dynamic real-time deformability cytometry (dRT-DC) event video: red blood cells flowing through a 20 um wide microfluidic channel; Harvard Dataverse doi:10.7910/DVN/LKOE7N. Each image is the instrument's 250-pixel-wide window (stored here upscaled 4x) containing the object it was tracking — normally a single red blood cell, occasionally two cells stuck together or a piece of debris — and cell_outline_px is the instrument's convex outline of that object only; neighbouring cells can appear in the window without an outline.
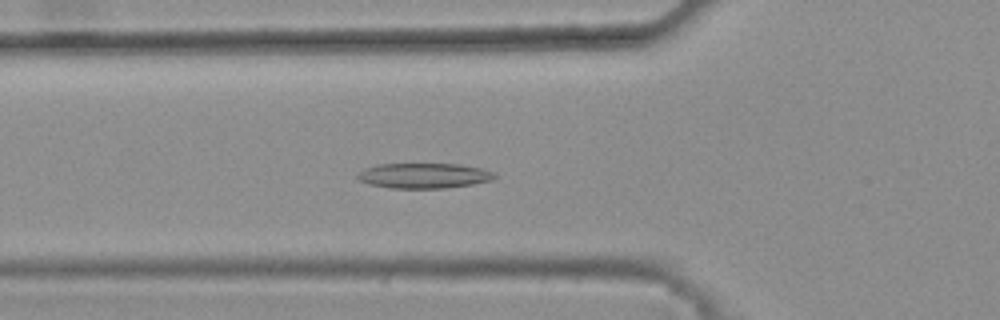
{"species": "common noctule bat (a hibernating species)", "species_latin": "Nyctalus noctula", "temperature_condition": "warm", "stored_images_in_passage": 45, "camera_frame_rate_fps": 3000, "um_per_image_px": 0.085, "animal": {"sex": "female", "body_mass_g": 25.1}, "frame": {"image": 1, "passage_image": 19, "time_ms": 6.0, "image_size_px": [1000, 320], "cell_outline_px": [[496, 176], [492, 180], [472, 184], [444, 188], [392, 188], [368, 184], [356, 180], [356, 176], [364, 168], [376, 164], [460, 164], [480, 168], [496, 172]], "centroid_in_image_um": [36.0, 14.93], "position_along_channel_um": 89.8, "area_um2": 20.23}}
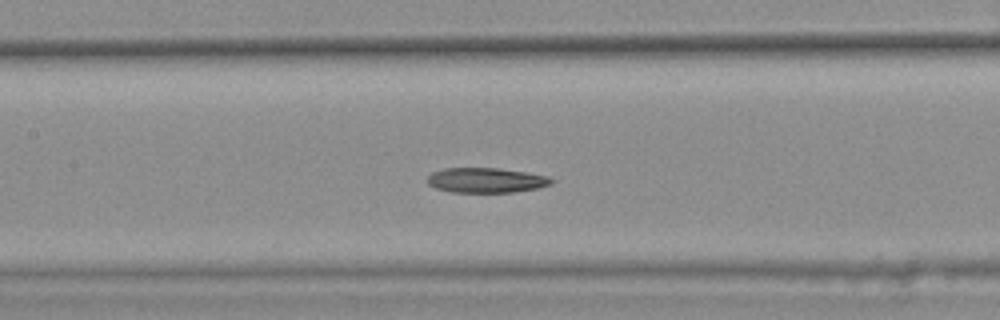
{"frame": {"image": 2, "passage_image": 25, "time_ms": 8.0, "image_size_px": [1000, 320], "cell_outline_px": [[552, 184], [540, 188], [512, 192], [452, 192], [436, 188], [428, 184], [428, 176], [432, 172], [444, 168], [496, 168], [528, 172], [548, 176], [552, 180]], "centroid_in_image_um": [41.33, 15.32], "position_along_channel_um": 166.1, "area_um2": 18.03}}
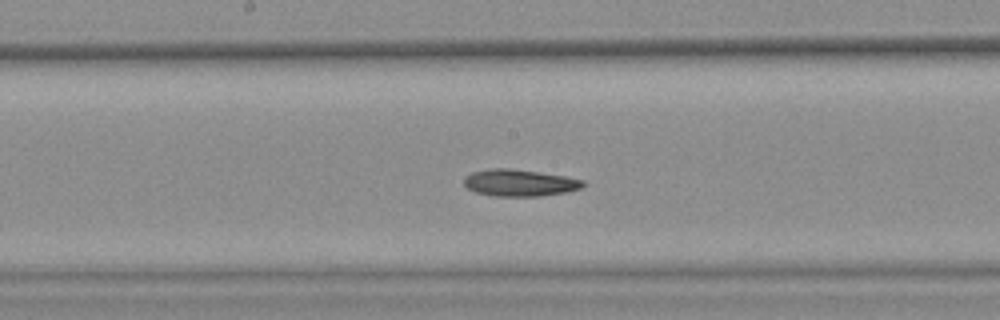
{"frame": {"image": 3, "passage_image": 28, "time_ms": 9.0, "image_size_px": [1000, 320], "cell_outline_px": [[584, 184], [580, 188], [568, 192], [540, 196], [492, 196], [476, 192], [468, 188], [464, 184], [464, 176], [472, 172], [492, 168], [512, 168], [564, 176], [584, 180]], "centroid_in_image_um": [44.14, 15.54], "position_along_channel_um": 204.1, "area_um2": 18.61}}